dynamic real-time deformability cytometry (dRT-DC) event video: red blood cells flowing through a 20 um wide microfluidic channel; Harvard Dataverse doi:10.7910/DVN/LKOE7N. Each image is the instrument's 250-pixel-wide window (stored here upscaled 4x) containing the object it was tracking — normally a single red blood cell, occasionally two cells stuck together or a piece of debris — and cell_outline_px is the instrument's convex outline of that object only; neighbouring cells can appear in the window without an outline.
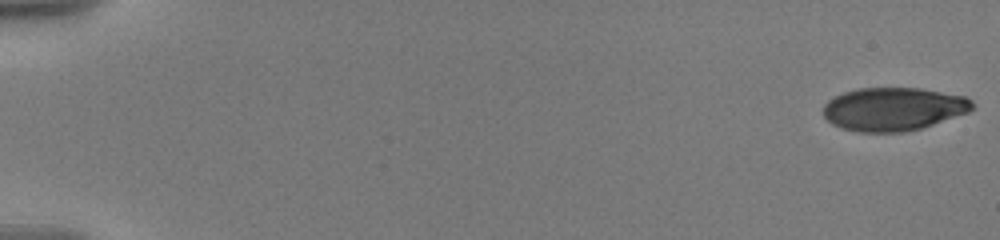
{"species": "human", "species_latin": "Homo sapiens", "temperature_condition": "warm", "stored_images_in_passage": 78, "camera_frame_rate_fps": 3000, "um_per_image_px": 0.085, "donor": {"sex": "male"}, "frame": {"image": 1, "passage_image": 1, "time_ms": 0.0, "image_size_px": [1000, 240], "cell_outline_px": [[972, 108], [968, 112], [920, 128], [904, 132], [860, 132], [840, 128], [832, 124], [824, 116], [824, 104], [828, 100], [844, 92], [856, 88], [920, 88], [964, 96], [972, 100]], "centroid_in_image_um": [75.9, 9.26], "position_along_channel_um": 9.1, "area_um2": 37.34}}
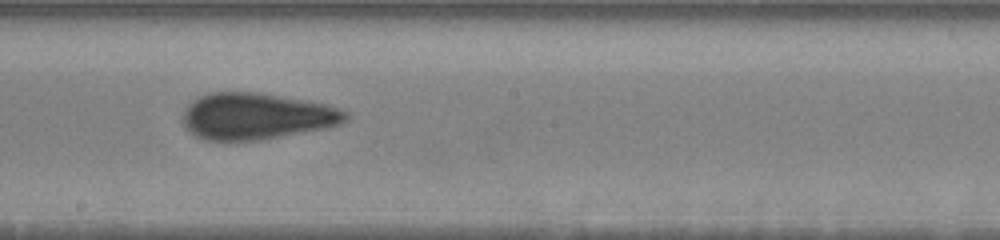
{"frame": {"image": 2, "passage_image": 46, "time_ms": 11.0, "image_size_px": [1000, 240], "cell_outline_px": [[348, 120], [340, 124], [328, 128], [260, 140], [204, 140], [196, 136], [184, 128], [180, 120], [184, 108], [192, 100], [200, 96], [212, 92], [260, 92], [308, 100], [328, 104], [348, 112]], "centroid_in_image_um": [21.79, 9.87], "position_along_channel_um": 226.4, "area_um2": 44.8}}
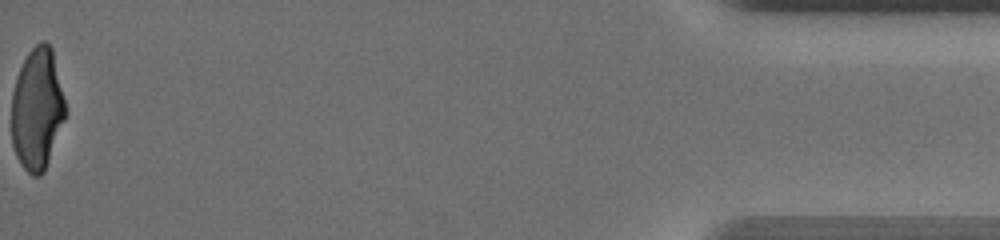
{"frame": {"image": 3, "passage_image": 78, "time_ms": 19.0, "image_size_px": [1000, 240], "cell_outline_px": [[68, 112], [44, 172], [40, 176], [32, 176], [20, 164], [16, 156], [12, 144], [12, 92], [16, 76], [28, 52], [40, 40], [44, 40], [52, 48]], "centroid_in_image_um": [3.17, 9.27], "position_along_channel_um": 432.0, "area_um2": 38.61}, "authors_computed_cell_mechanics": {"area_um2": 41.038, "velocity_mm_per_s": 3.5985, "shape_relaxation_time_tau1_ms": 8.615, "shape_relaxation_time_tau2_ms": 1.0517, "deformation_change_tau1": 0.2718, "deformation_change_tau2": 0.0739}}